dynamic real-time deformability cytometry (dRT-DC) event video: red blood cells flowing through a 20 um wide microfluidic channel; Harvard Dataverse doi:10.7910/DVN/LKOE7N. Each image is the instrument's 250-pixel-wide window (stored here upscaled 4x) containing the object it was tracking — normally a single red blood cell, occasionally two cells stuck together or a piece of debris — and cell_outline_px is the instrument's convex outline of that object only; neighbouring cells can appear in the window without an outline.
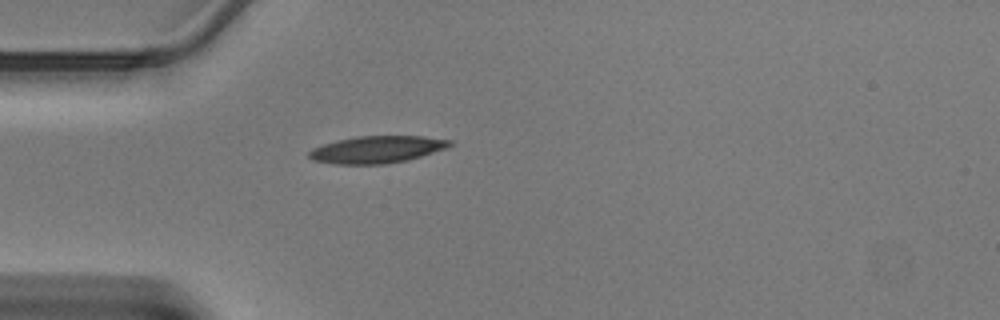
{"species": "Egyptian fruit bat (a non-hibernating species)", "species_latin": "Rousettus aegyptiacus", "temperature_condition": "warm", "stored_images_in_passage": 33, "camera_frame_rate_fps": 3000, "um_per_image_px": 0.085, "animal": {"sex": "male"}, "frame": {"image": 1, "passage_image": 1, "time_ms": 0.0, "image_size_px": [1000, 320], "cell_outline_px": [[452, 144], [444, 148], [408, 160], [384, 164], [336, 164], [312, 160], [308, 156], [308, 152], [312, 148], [324, 144], [356, 136], [424, 136], [452, 140]], "centroid_in_image_um": [32.01, 12.71], "position_along_channel_um": 53.0, "area_um2": 22.02}}
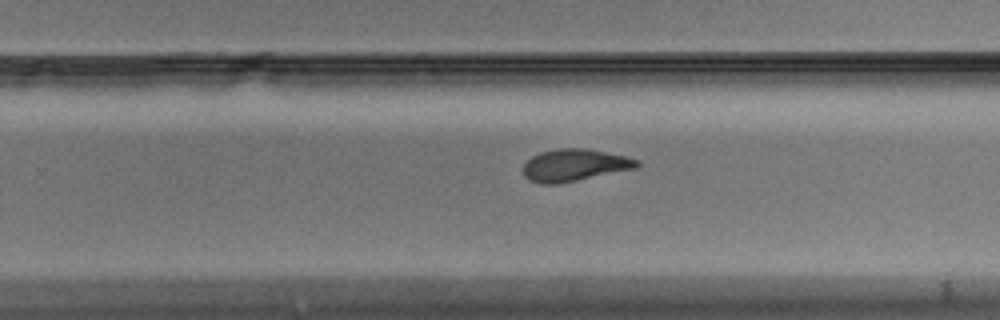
{"frame": {"image": 2, "passage_image": 17, "time_ms": 5.333, "image_size_px": [1000, 320], "cell_outline_px": [[640, 164], [636, 168], [556, 184], [540, 184], [528, 180], [524, 176], [524, 164], [532, 156], [540, 152], [560, 148], [584, 148], [624, 156], [640, 160]], "centroid_in_image_um": [48.8, 14.04], "position_along_channel_um": 281.0, "area_um2": 21.04}}
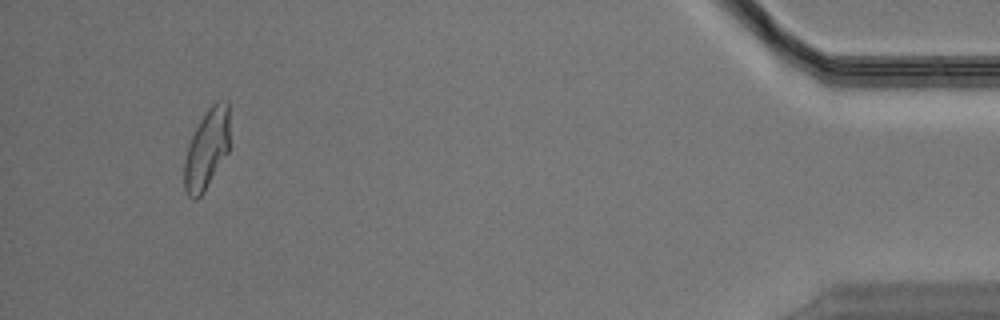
{"frame": {"image": 3, "passage_image": 31, "time_ms": 10.0, "image_size_px": [1000, 320], "cell_outline_px": [[228, 152], [204, 192], [196, 200], [192, 200], [188, 196], [184, 188], [184, 160], [192, 136], [200, 120], [208, 108], [216, 100], [228, 100]], "centroid_in_image_um": [17.56, 12.69], "position_along_channel_um": 417.6, "area_um2": 20.98}}